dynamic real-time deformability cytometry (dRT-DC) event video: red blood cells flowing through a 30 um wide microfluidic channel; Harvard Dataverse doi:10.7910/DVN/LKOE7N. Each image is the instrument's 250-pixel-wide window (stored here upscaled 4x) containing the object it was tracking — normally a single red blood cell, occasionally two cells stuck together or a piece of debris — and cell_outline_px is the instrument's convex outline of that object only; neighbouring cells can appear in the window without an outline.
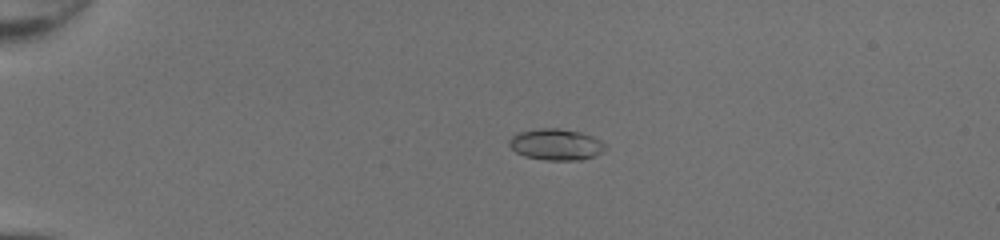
{"species": "common noctule bat (a hibernating species)", "species_latin": "Nyctalus noctula", "temperature_condition": "room temperature", "stored_images_in_passage": 39, "camera_frame_rate_fps": 3000, "um_per_image_px": 0.085, "animal": {"sex": "female", "body_mass_g": 20.0, "forearm_length_mm": 54.0}, "frame": {"image": 1, "passage_image": 2, "time_ms": 0.333, "image_size_px": [1000, 240], "cell_outline_px": [[608, 148], [604, 152], [580, 160], [544, 160], [524, 156], [516, 152], [508, 144], [508, 140], [512, 136], [520, 132], [540, 128], [556, 128], [580, 132], [592, 136], [600, 140]], "centroid_in_image_um": [47.27, 12.29], "position_along_channel_um": 37.7, "area_um2": 17.51}}
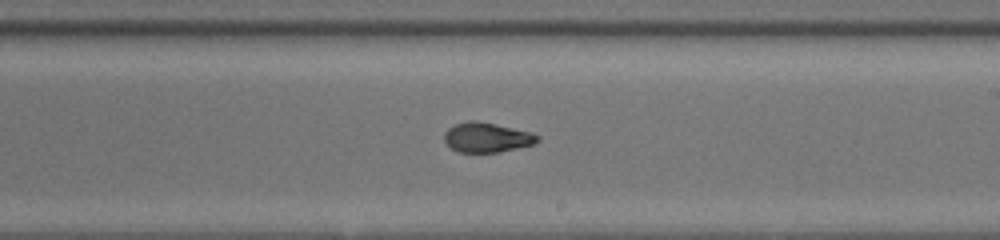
{"frame": {"image": 2, "passage_image": 21, "time_ms": 6.667, "image_size_px": [1000, 240], "cell_outline_px": [[540, 140], [532, 144], [500, 152], [456, 152], [444, 140], [444, 132], [448, 128], [456, 124], [468, 120], [476, 120], [532, 132], [540, 136]], "centroid_in_image_um": [41.37, 11.67], "position_along_channel_um": 247.6, "area_um2": 16.13}}
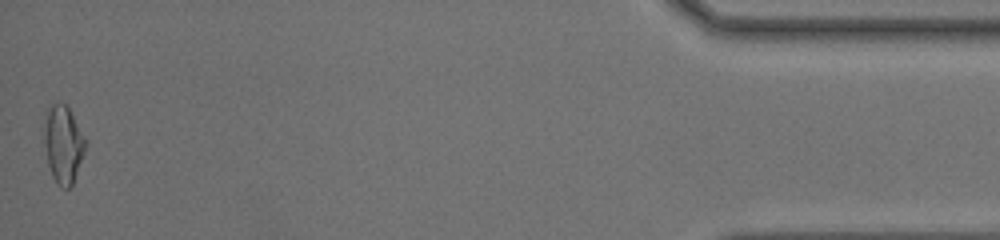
{"frame": {"image": 3, "passage_image": 39, "time_ms": 12.667, "image_size_px": [1000, 240], "cell_outline_px": [[88, 144], [72, 184], [68, 188], [60, 188], [56, 184], [52, 176], [48, 164], [44, 144], [44, 128], [48, 108], [52, 104], [64, 104], [68, 108], [88, 140]], "centroid_in_image_um": [5.4, 12.29], "position_along_channel_um": 429.8, "area_um2": 18.67}, "authors_computed_cell_mechanics": {"area_um2": 16.762, "velocity_mm_per_s": 4.3369, "shape_relaxation_time_tau1_ms": 7.7057, "shape_relaxation_time_tau2_ms": 1.2267, "deformation_change_tau1": 0.2763, "deformation_change_tau2": 0.0669}}